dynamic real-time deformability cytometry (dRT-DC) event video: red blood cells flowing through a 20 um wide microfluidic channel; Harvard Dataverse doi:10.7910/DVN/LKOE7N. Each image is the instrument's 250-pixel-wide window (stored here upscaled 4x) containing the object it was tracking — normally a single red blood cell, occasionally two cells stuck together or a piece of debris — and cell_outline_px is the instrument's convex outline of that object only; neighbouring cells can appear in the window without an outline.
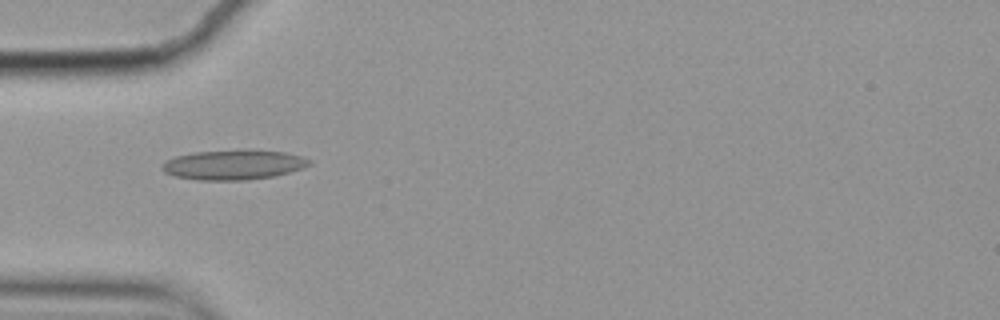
{"species": "common noctule bat (a hibernating species)", "species_latin": "Nyctalus noctula", "temperature_condition": "cold", "stored_images_in_passage": 40, "camera_frame_rate_fps": 3000, "um_per_image_px": 0.085, "animal": {"sex": "female", "body_mass_g": 19.9}, "frame": {"image": 1, "passage_image": 1, "time_ms": 0.0, "image_size_px": [1000, 320], "cell_outline_px": [[312, 164], [304, 168], [276, 176], [248, 180], [196, 180], [172, 176], [164, 172], [160, 168], [160, 164], [176, 156], [196, 152], [240, 148], [248, 148], [284, 152], [300, 156], [312, 160]], "centroid_in_image_um": [19.86, 13.99], "position_along_channel_um": 65.1, "area_um2": 26.36}}
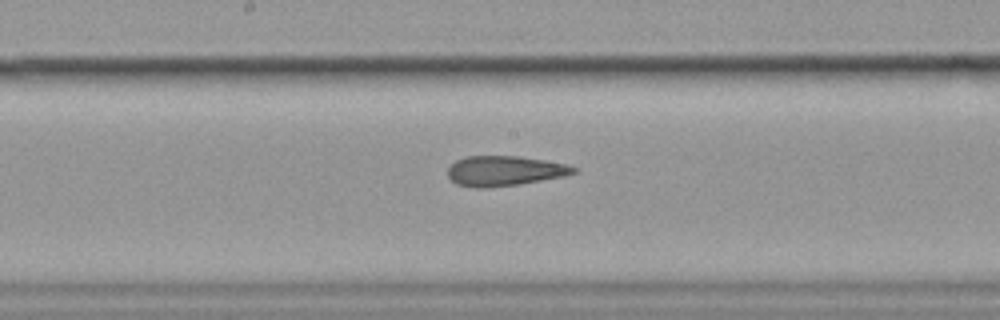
{"frame": {"image": 2, "passage_image": 13, "time_ms": 4.0, "image_size_px": [1000, 320], "cell_outline_px": [[576, 172], [564, 176], [516, 184], [480, 188], [476, 188], [456, 184], [448, 176], [448, 168], [456, 160], [464, 156], [520, 156], [568, 164], [576, 168]], "centroid_in_image_um": [42.86, 14.51], "position_along_channel_um": 205.3, "area_um2": 21.79}}
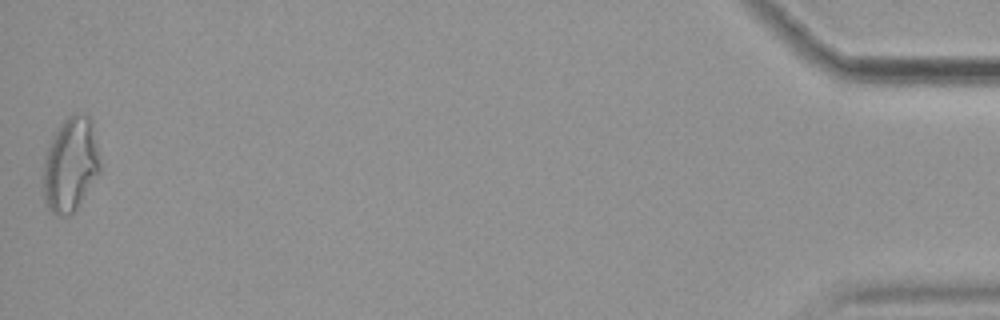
{"frame": {"image": 3, "passage_image": 40, "time_ms": 13.0, "image_size_px": [1000, 320], "cell_outline_px": [[100, 172], [76, 208], [68, 216], [56, 216], [48, 208], [44, 200], [44, 156], [48, 144], [52, 136], [60, 124], [72, 112], [84, 112], [92, 120], [100, 164]], "centroid_in_image_um": [5.98, 13.95], "position_along_channel_um": 429.2, "area_um2": 31.33}, "authors_computed_cell_mechanics": {"area_um2": 22.9177, "velocity_mm_per_s": 3.5257, "shape_relaxation_time_tau1_ms": null, "shape_relaxation_time_tau2_ms": 3.4398, "deformation_change_tau1": null, "deformation_change_tau2": 0.1296}}